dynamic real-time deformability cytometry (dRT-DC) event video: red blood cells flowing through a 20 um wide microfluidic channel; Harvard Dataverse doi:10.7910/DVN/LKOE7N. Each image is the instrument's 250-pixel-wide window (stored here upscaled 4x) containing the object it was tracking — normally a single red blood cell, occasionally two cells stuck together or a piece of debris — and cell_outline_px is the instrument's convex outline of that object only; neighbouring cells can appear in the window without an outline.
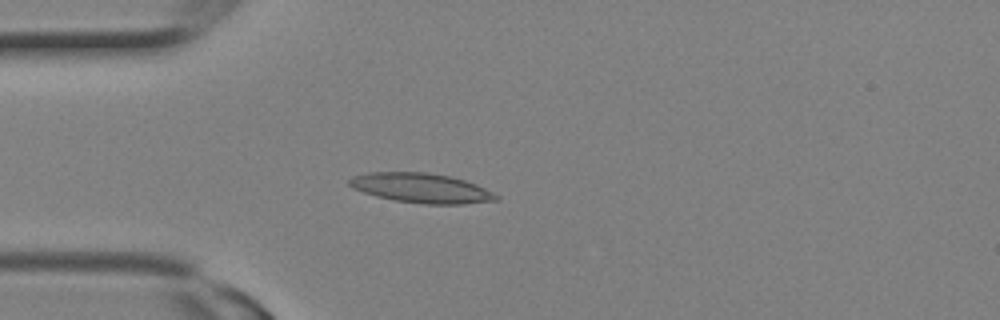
{"species": "Egyptian fruit bat (a non-hibernating species)", "species_latin": "Rousettus aegyptiacus", "temperature_condition": "room temperature", "stored_images_in_passage": 10, "camera_frame_rate_fps": 3000, "um_per_image_px": 0.085, "animal": {"sex": "female"}, "frame": {"image": 1, "passage_image": 6, "time_ms": 1.667, "image_size_px": [1000, 320], "cell_outline_px": [[500, 200], [464, 204], [424, 204], [396, 200], [376, 196], [352, 188], [348, 184], [348, 180], [352, 176], [368, 172], [428, 172], [452, 176], [476, 184], [500, 196]], "centroid_in_image_um": [35.82, 15.98], "position_along_channel_um": 49.2, "area_um2": 25.49}}
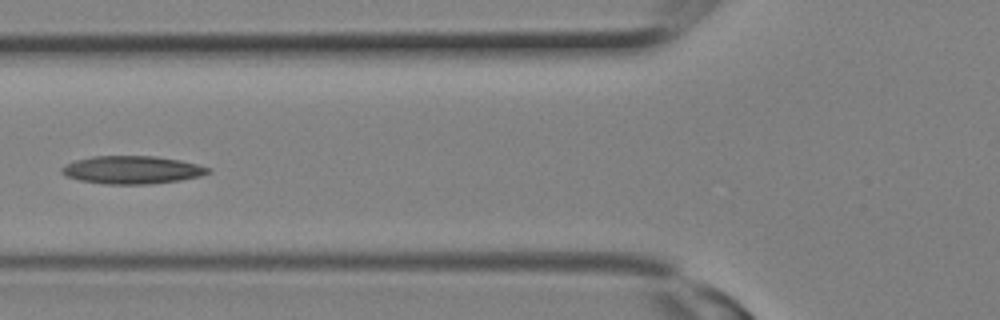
{"frame": {"image": 2, "passage_image": 9, "time_ms": 2.667, "image_size_px": [1000, 320], "cell_outline_px": [[212, 172], [200, 176], [180, 180], [148, 184], [104, 184], [80, 180], [68, 176], [60, 172], [60, 168], [64, 164], [76, 160], [92, 156], [156, 156], [180, 160], [212, 168]], "centroid_in_image_um": [11.23, 14.43], "position_along_channel_um": 114.6, "area_um2": 23.87}}